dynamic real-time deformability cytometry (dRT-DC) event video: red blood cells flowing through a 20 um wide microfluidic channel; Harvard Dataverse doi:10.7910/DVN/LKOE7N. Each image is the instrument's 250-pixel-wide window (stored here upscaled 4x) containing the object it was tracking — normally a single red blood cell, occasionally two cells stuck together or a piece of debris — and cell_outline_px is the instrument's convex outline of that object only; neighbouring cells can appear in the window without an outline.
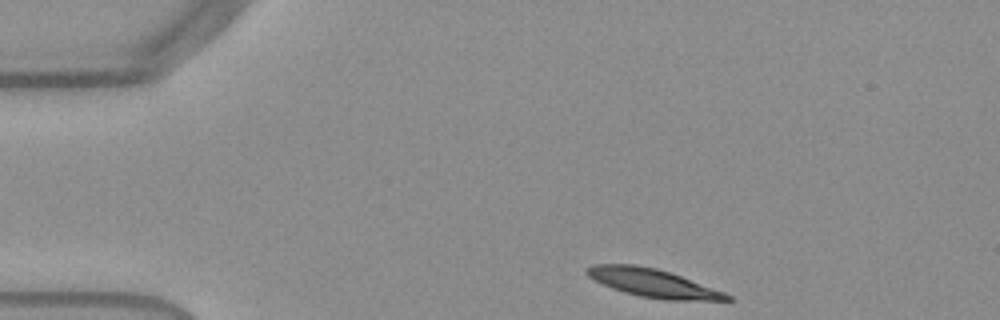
{"species": "Egyptian fruit bat (a non-hibernating species)", "species_latin": "Rousettus aegyptiacus", "temperature_condition": "warm", "stored_images_in_passage": 45, "camera_frame_rate_fps": 3000, "um_per_image_px": 0.085, "frame": {"image": 1, "passage_image": 1, "time_ms": 0.0, "image_size_px": [1000, 320], "cell_outline_px": [[732, 300], [664, 300], [640, 296], [624, 292], [612, 288], [588, 276], [584, 272], [584, 268], [592, 264], [636, 264], [656, 268], [680, 276], [724, 292], [732, 296]], "centroid_in_image_um": [55.45, 24.05], "position_along_channel_um": 29.6, "area_um2": 22.83}}
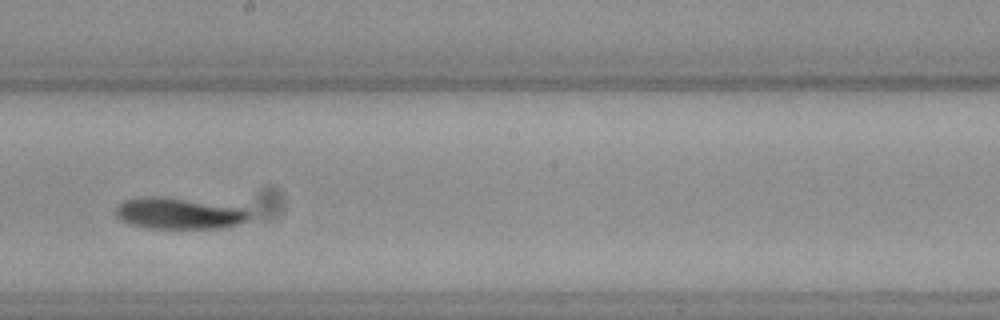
{"frame": {"image": 2, "passage_image": 22, "time_ms": 7.0, "image_size_px": [1000, 320], "cell_outline_px": [[252, 216], [248, 220], [228, 228], [148, 228], [128, 224], [120, 220], [116, 216], [116, 208], [124, 200], [148, 196], [160, 196], [244, 208]], "centroid_in_image_um": [15.2, 18.16], "position_along_channel_um": 233.0, "area_um2": 24.28}}
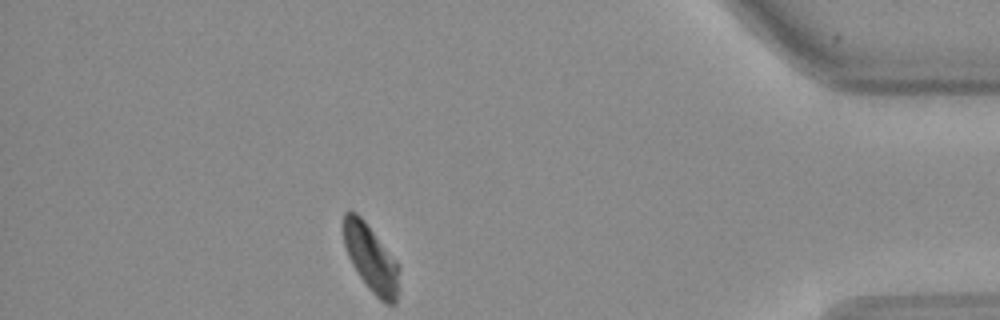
{"frame": {"image": 3, "passage_image": 39, "time_ms": 12.667, "image_size_px": [1000, 320], "cell_outline_px": [[400, 268], [396, 304], [384, 304], [368, 288], [352, 264], [348, 256], [344, 244], [344, 212], [356, 212], [364, 220], [396, 260]], "centroid_in_image_um": [31.55, 21.99], "position_along_channel_um": 403.6, "area_um2": 21.5}, "authors_computed_cell_mechanics": {"area_um2": 23.12, "velocity_mm_per_s": 3.7924, "shape_relaxation_time_tau1_ms": 3.0113, "shape_relaxation_time_tau2_ms": 11.1347, "deformation_change_tau1": 0.1414, "deformation_change_tau2": 0.186}}